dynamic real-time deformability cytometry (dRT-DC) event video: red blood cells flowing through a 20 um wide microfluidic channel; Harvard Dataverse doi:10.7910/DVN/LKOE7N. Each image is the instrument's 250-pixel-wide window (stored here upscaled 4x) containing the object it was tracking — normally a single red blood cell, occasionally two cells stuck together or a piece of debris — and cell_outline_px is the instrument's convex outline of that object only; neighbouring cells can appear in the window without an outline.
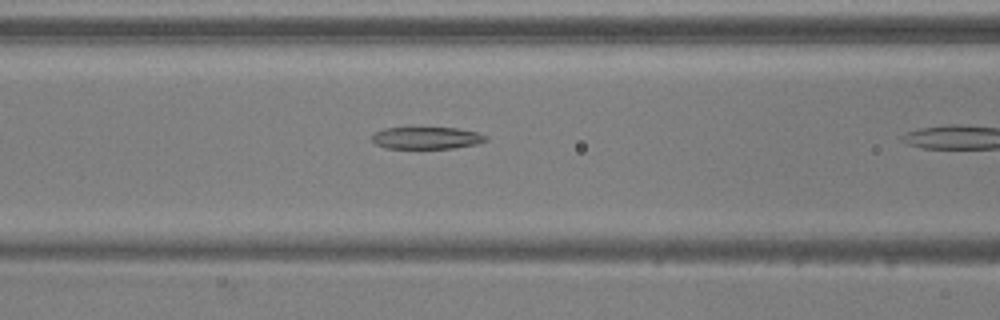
{"species": "common noctule bat (a hibernating species)", "species_latin": "Nyctalus noctula", "temperature_condition": "warm", "stored_images_in_passage": 5, "camera_frame_rate_fps": 3000, "um_per_image_px": 0.085, "animal": {"sex": "male", "body_mass_g": 20.5, "forearm_length_mm": 52.5}, "frame": {"image": 1, "passage_image": 4, "time_ms": 1.0, "image_size_px": [1000, 320], "cell_outline_px": [[488, 140], [476, 144], [452, 148], [384, 148], [376, 144], [372, 140], [372, 136], [376, 132], [384, 128], [456, 128], [476, 132], [488, 136]], "centroid_in_image_um": [36.27, 11.73], "position_along_channel_um": 130.3, "area_um2": 14.51}}